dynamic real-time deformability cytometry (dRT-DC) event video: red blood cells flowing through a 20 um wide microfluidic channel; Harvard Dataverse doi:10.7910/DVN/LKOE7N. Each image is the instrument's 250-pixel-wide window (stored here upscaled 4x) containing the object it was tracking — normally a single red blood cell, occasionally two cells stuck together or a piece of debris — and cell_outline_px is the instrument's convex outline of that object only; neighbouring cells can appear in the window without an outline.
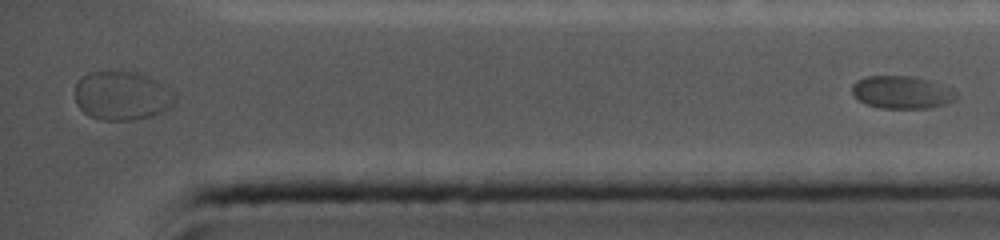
{"species": "common noctule bat (a hibernating species)", "species_latin": "Nyctalus noctula", "temperature_condition": "cold", "stored_images_in_passage": 47, "segment_of_instrument_passage": [2, 2], "camera_frame_rate_fps": 5000, "um_per_image_px": 0.085, "animal": {"sex": "female", "body_mass_g": 19.0, "forearm_length_mm": 56.7}, "frame": {"image": 1, "passage_image": 47, "time_ms": 12.0, "image_size_px": [1000, 240], "cell_outline_px": [[960, 96], [944, 104], [932, 108], [884, 108], [868, 104], [860, 100], [852, 92], [852, 84], [856, 80], [868, 76], [912, 76], [944, 84], [952, 88]], "centroid_in_image_um": [76.7, 7.83], "position_along_channel_um": 358.5, "area_um2": 19.83}}